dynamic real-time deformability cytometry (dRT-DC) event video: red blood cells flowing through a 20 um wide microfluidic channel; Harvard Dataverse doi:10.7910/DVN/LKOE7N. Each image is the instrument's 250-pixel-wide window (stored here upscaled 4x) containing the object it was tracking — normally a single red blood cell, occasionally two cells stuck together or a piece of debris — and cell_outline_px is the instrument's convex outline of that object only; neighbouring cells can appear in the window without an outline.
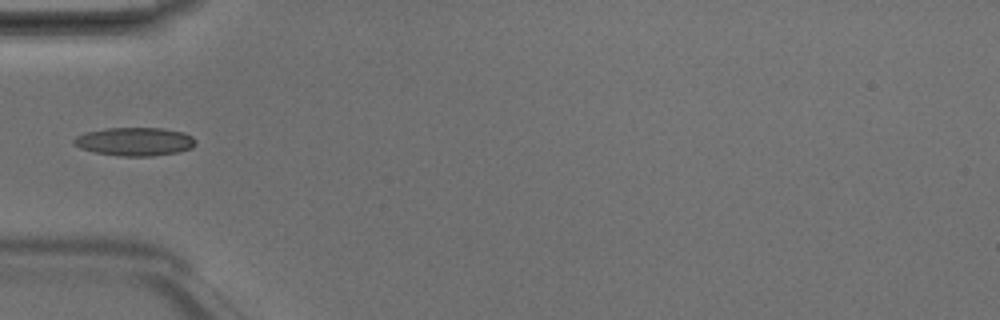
{"species": "Egyptian fruit bat (a non-hibernating species)", "species_latin": "Rousettus aegyptiacus", "temperature_condition": "room temperature", "stored_images_in_passage": 5, "camera_frame_rate_fps": 3000, "um_per_image_px": 0.085, "animal": {"sex": "male"}, "frame": {"image": 1, "passage_image": 5, "time_ms": 1.333, "image_size_px": [1000, 320], "cell_outline_px": [[196, 144], [192, 148], [180, 152], [152, 156], [120, 156], [96, 152], [80, 148], [72, 144], [72, 140], [76, 136], [88, 132], [108, 128], [164, 128], [184, 132], [192, 136], [196, 140]], "centroid_in_image_um": [11.49, 12.03], "position_along_channel_um": 73.5, "area_um2": 20.23}}